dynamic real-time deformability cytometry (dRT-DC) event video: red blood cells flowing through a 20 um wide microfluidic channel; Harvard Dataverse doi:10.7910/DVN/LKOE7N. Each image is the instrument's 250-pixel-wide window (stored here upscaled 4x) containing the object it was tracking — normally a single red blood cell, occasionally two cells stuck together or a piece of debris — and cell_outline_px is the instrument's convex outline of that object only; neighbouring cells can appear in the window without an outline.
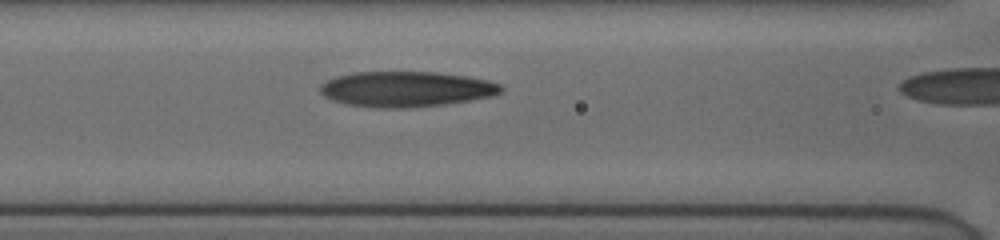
{"species": "human", "species_latin": "Homo sapiens", "temperature_condition": "cold", "stored_images_in_passage": 11, "camera_frame_rate_fps": 3000, "um_per_image_px": 0.085, "donor": {"sex": "female"}, "frame": {"image": 1, "passage_image": 7, "time_ms": 2.0, "image_size_px": [1000, 240], "cell_outline_px": [[504, 88], [500, 92], [488, 96], [468, 100], [444, 104], [408, 108], [376, 108], [344, 104], [332, 100], [324, 96], [320, 92], [320, 84], [324, 80], [336, 76], [356, 72], [436, 72], [468, 76], [488, 80], [500, 84]], "centroid_in_image_um": [34.46, 7.57], "position_along_channel_um": 132.1, "area_um2": 37.45}}
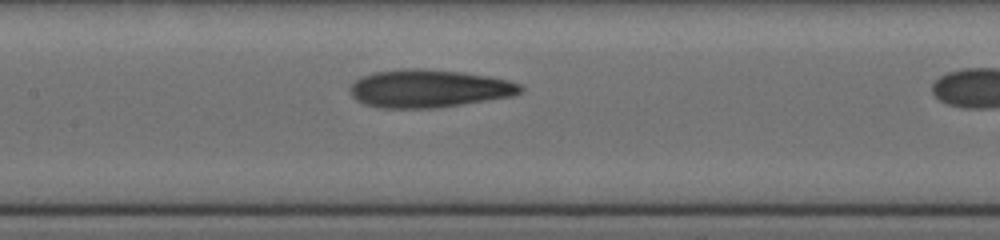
{"frame": {"image": 2, "passage_image": 10, "time_ms": 3.0, "image_size_px": [1000, 240], "cell_outline_px": [[524, 88], [520, 92], [512, 96], [440, 108], [380, 108], [364, 104], [356, 100], [352, 96], [348, 88], [360, 76], [372, 72], [404, 68], [420, 68], [460, 72], [488, 76], [508, 80], [520, 84]], "centroid_in_image_um": [36.41, 7.53], "position_along_channel_um": 171.0, "area_um2": 37.92}}